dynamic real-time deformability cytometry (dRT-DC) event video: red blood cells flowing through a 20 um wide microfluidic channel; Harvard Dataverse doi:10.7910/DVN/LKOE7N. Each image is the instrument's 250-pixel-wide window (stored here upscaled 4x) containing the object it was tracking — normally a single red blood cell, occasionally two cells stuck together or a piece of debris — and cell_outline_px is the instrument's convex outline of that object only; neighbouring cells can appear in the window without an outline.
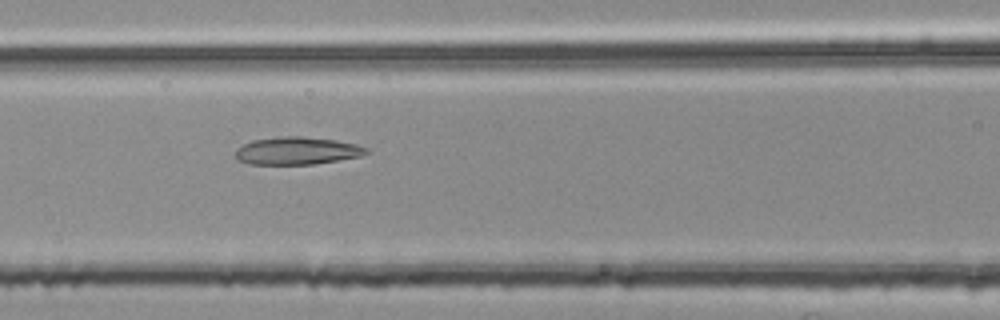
{"species": "common noctule bat (a hibernating species)", "species_latin": "Nyctalus noctula", "temperature_condition": "room temperature", "stored_images_in_passage": 6, "camera_frame_rate_fps": 3000, "um_per_image_px": 0.085, "animal": {"sex": "female", "body_mass_g": 25.1}, "frame": {"image": 1, "passage_image": 6, "time_ms": 1.667, "image_size_px": [1000, 320], "cell_outline_px": [[372, 152], [360, 156], [312, 164], [248, 164], [236, 160], [236, 148], [252, 140], [284, 136], [300, 136], [336, 140], [356, 144], [368, 148]], "centroid_in_image_um": [25.24, 12.81], "position_along_channel_um": 141.4, "area_um2": 21.04}}